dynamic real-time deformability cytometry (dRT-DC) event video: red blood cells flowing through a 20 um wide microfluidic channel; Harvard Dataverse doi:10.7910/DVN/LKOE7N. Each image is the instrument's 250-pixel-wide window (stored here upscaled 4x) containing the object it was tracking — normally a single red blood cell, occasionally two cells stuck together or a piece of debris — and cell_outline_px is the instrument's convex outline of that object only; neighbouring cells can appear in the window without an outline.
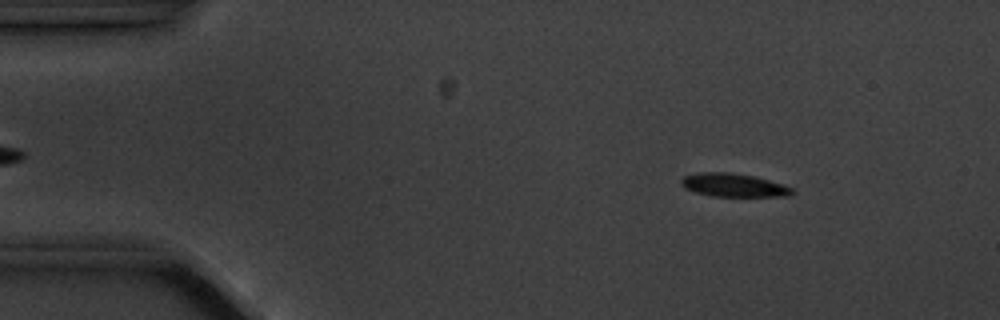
{"species": "common noctule bat (a hibernating species)", "species_latin": "Nyctalus noctula", "temperature_condition": "cold", "stored_images_in_passage": 3, "camera_frame_rate_fps": 3000, "um_per_image_px": 0.085, "animal": {"sex": "male", "body_mass_g": 20.1, "forearm_length_mm": 53.5}, "frame": {"image": 1, "passage_image": 1, "time_ms": 0.0, "image_size_px": [1000, 320], "cell_outline_px": [[796, 192], [792, 196], [712, 196], [696, 192], [684, 188], [680, 184], [680, 180], [684, 176], [700, 172], [728, 172], [752, 176], [784, 184], [792, 188]], "centroid_in_image_um": [62.37, 15.74], "position_along_channel_um": 22.6, "area_um2": 15.09}}